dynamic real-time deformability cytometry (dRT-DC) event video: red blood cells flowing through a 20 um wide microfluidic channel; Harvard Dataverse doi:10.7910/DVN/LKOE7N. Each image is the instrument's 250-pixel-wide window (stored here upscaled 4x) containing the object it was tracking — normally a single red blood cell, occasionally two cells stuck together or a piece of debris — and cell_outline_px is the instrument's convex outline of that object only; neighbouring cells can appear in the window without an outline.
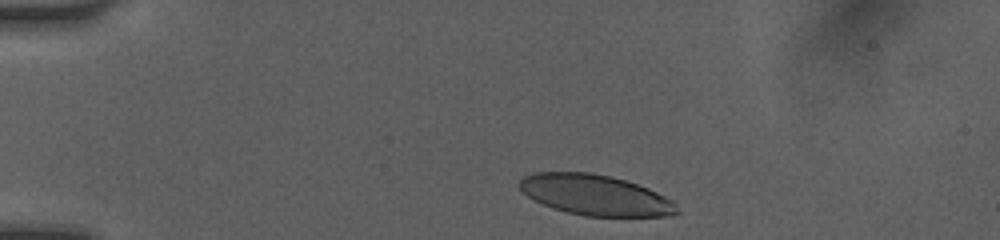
{"species": "human", "species_latin": "Homo sapiens", "temperature_condition": "room temperature", "stored_images_in_passage": 19, "camera_frame_rate_fps": 3000, "um_per_image_px": 0.085, "donor": {"sex": "female"}, "frame": {"image": 1, "passage_image": 1, "time_ms": 0.0, "image_size_px": [1000, 240], "cell_outline_px": [[680, 212], [672, 216], [584, 216], [552, 208], [528, 196], [520, 188], [520, 180], [524, 176], [532, 172], [592, 172], [612, 176], [648, 188], [672, 200]], "centroid_in_image_um": [50.61, 16.57], "position_along_channel_um": 34.4, "area_um2": 37.05}}
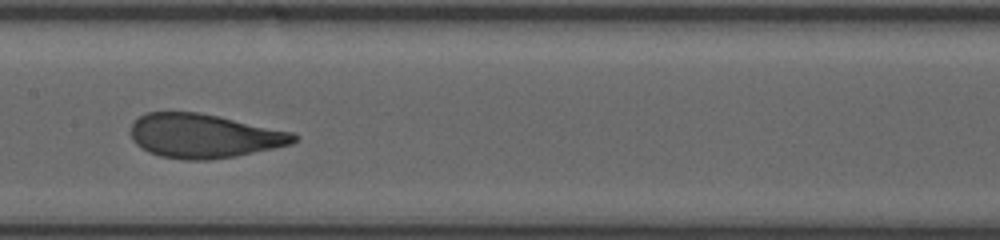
{"frame": {"image": 2, "passage_image": 11, "time_ms": 5.333, "image_size_px": [1000, 240], "cell_outline_px": [[300, 136], [292, 144], [236, 156], [208, 160], [184, 160], [160, 156], [148, 152], [140, 148], [132, 140], [128, 132], [132, 124], [140, 116], [148, 112], [200, 112], [220, 116], [292, 132]], "centroid_in_image_um": [17.3, 11.55], "position_along_channel_um": 190.1, "area_um2": 42.14}}
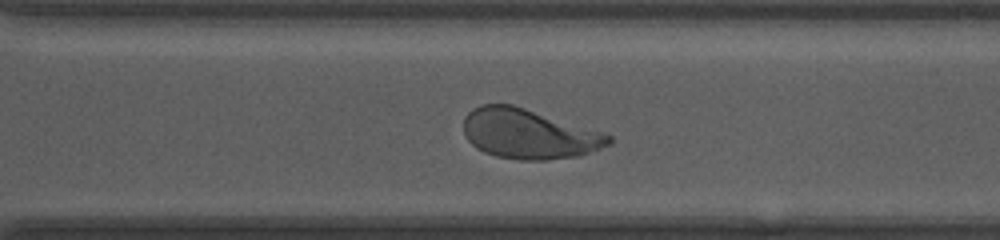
{"frame": {"image": 3, "passage_image": 19, "time_ms": 8.667, "image_size_px": [1000, 240], "cell_outline_px": [[612, 140], [608, 144], [600, 148], [580, 156], [548, 160], [520, 160], [496, 156], [484, 152], [476, 148], [464, 136], [464, 116], [472, 108], [480, 104], [512, 104], [604, 132], [612, 136]], "centroid_in_image_um": [44.93, 11.38], "position_along_channel_um": 325.7, "area_um2": 42.31}}